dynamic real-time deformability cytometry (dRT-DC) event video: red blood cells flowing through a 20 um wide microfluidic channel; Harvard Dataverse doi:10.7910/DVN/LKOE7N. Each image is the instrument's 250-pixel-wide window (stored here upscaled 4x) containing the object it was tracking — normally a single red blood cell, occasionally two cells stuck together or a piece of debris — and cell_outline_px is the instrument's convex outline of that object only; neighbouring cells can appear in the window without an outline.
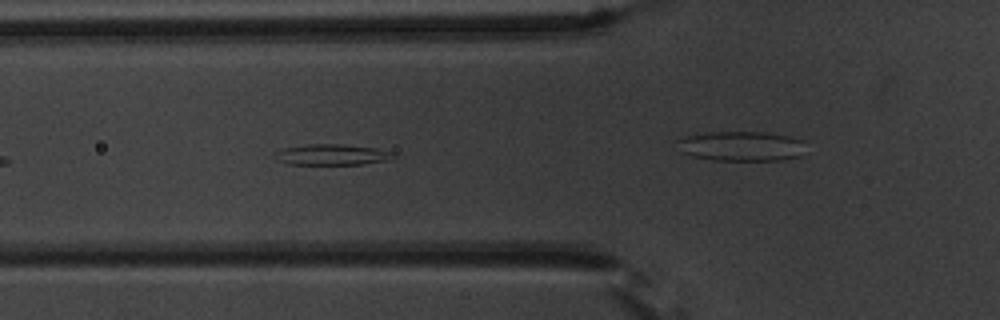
{"species": "common noctule bat (a hibernating species)", "species_latin": "Nyctalus noctula", "temperature_condition": "warm", "stored_images_in_passage": 10, "camera_frame_rate_fps": 3000, "um_per_image_px": 0.085, "animal": {"sex": "male", "body_mass_g": 20.1, "forearm_length_mm": 53.5}, "frame": {"image": 1, "passage_image": 6, "time_ms": 6.333, "image_size_px": [1000, 320], "cell_outline_px": [[396, 156], [384, 160], [364, 164], [288, 164], [272, 156], [272, 152], [284, 148], [304, 144], [340, 144], [376, 148], [388, 152]], "centroid_in_image_um": [28.1, 13.14], "position_along_channel_um": 97.7, "area_um2": 14.22}}
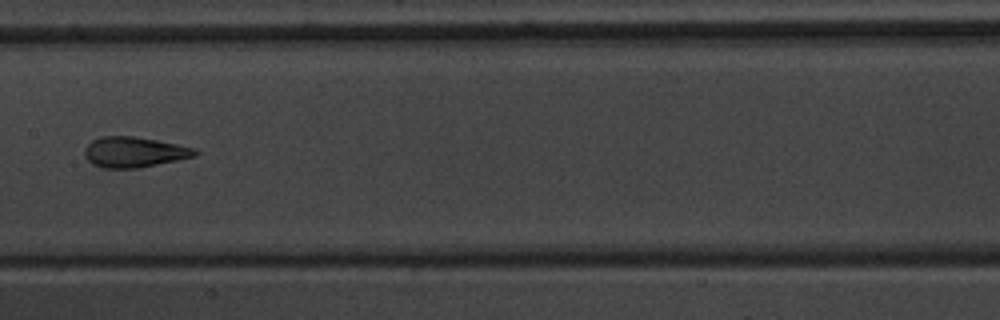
{"frame": {"image": 2, "passage_image": 9, "time_ms": 10.0, "image_size_px": [1000, 320], "cell_outline_px": [[200, 152], [196, 156], [136, 168], [100, 168], [92, 164], [84, 156], [84, 148], [92, 140], [100, 136], [132, 136], [156, 140], [196, 148]], "centroid_in_image_um": [11.37, 12.92], "position_along_channel_um": 196.0, "area_um2": 19.59}}
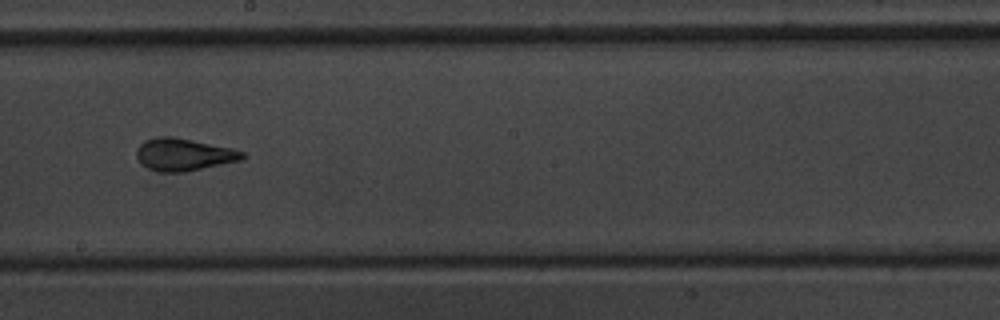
{"frame": {"image": 3, "passage_image": 10, "time_ms": 11.0, "image_size_px": [1000, 320], "cell_outline_px": [[248, 156], [244, 160], [184, 172], [160, 172], [148, 168], [136, 156], [136, 148], [144, 140], [160, 136], [172, 136], [232, 148], [244, 152]], "centroid_in_image_um": [15.66, 13.13], "position_along_channel_um": 232.5, "area_um2": 20.06}}